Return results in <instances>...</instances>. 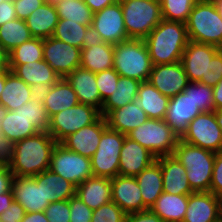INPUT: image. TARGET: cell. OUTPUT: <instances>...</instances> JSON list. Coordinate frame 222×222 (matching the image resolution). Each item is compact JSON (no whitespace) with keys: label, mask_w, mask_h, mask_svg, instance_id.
Returning <instances> with one entry per match:
<instances>
[{"label":"cell","mask_w":222,"mask_h":222,"mask_svg":"<svg viewBox=\"0 0 222 222\" xmlns=\"http://www.w3.org/2000/svg\"><path fill=\"white\" fill-rule=\"evenodd\" d=\"M222 218V198L212 192L189 194L183 222H218Z\"/></svg>","instance_id":"cell-19"},{"label":"cell","mask_w":222,"mask_h":222,"mask_svg":"<svg viewBox=\"0 0 222 222\" xmlns=\"http://www.w3.org/2000/svg\"><path fill=\"white\" fill-rule=\"evenodd\" d=\"M92 26L100 33L103 42L115 45L129 39L119 1L93 13Z\"/></svg>","instance_id":"cell-15"},{"label":"cell","mask_w":222,"mask_h":222,"mask_svg":"<svg viewBox=\"0 0 222 222\" xmlns=\"http://www.w3.org/2000/svg\"><path fill=\"white\" fill-rule=\"evenodd\" d=\"M173 155L186 168L191 189L194 192H210L216 153L179 140Z\"/></svg>","instance_id":"cell-4"},{"label":"cell","mask_w":222,"mask_h":222,"mask_svg":"<svg viewBox=\"0 0 222 222\" xmlns=\"http://www.w3.org/2000/svg\"><path fill=\"white\" fill-rule=\"evenodd\" d=\"M210 192L222 198V151L215 155Z\"/></svg>","instance_id":"cell-48"},{"label":"cell","mask_w":222,"mask_h":222,"mask_svg":"<svg viewBox=\"0 0 222 222\" xmlns=\"http://www.w3.org/2000/svg\"><path fill=\"white\" fill-rule=\"evenodd\" d=\"M214 113H215V118L217 120V123L222 133V109L215 110Z\"/></svg>","instance_id":"cell-62"},{"label":"cell","mask_w":222,"mask_h":222,"mask_svg":"<svg viewBox=\"0 0 222 222\" xmlns=\"http://www.w3.org/2000/svg\"><path fill=\"white\" fill-rule=\"evenodd\" d=\"M55 83H38L30 85L31 98L37 102H44L46 96L50 93L52 86Z\"/></svg>","instance_id":"cell-53"},{"label":"cell","mask_w":222,"mask_h":222,"mask_svg":"<svg viewBox=\"0 0 222 222\" xmlns=\"http://www.w3.org/2000/svg\"><path fill=\"white\" fill-rule=\"evenodd\" d=\"M21 222H48V219L43 212H30L25 213L24 218Z\"/></svg>","instance_id":"cell-59"},{"label":"cell","mask_w":222,"mask_h":222,"mask_svg":"<svg viewBox=\"0 0 222 222\" xmlns=\"http://www.w3.org/2000/svg\"><path fill=\"white\" fill-rule=\"evenodd\" d=\"M114 45L103 42L100 45L81 49L80 67L94 73L113 68Z\"/></svg>","instance_id":"cell-34"},{"label":"cell","mask_w":222,"mask_h":222,"mask_svg":"<svg viewBox=\"0 0 222 222\" xmlns=\"http://www.w3.org/2000/svg\"><path fill=\"white\" fill-rule=\"evenodd\" d=\"M49 116L42 102L30 99L15 111H8L0 124V131L15 143L38 132H47Z\"/></svg>","instance_id":"cell-3"},{"label":"cell","mask_w":222,"mask_h":222,"mask_svg":"<svg viewBox=\"0 0 222 222\" xmlns=\"http://www.w3.org/2000/svg\"><path fill=\"white\" fill-rule=\"evenodd\" d=\"M202 111L191 99V82L184 91L171 97L164 117L165 122L179 138L187 131L189 123Z\"/></svg>","instance_id":"cell-14"},{"label":"cell","mask_w":222,"mask_h":222,"mask_svg":"<svg viewBox=\"0 0 222 222\" xmlns=\"http://www.w3.org/2000/svg\"><path fill=\"white\" fill-rule=\"evenodd\" d=\"M185 24L190 41L222 49V17L214 0H198Z\"/></svg>","instance_id":"cell-5"},{"label":"cell","mask_w":222,"mask_h":222,"mask_svg":"<svg viewBox=\"0 0 222 222\" xmlns=\"http://www.w3.org/2000/svg\"><path fill=\"white\" fill-rule=\"evenodd\" d=\"M14 157V143L0 131V165L9 166Z\"/></svg>","instance_id":"cell-50"},{"label":"cell","mask_w":222,"mask_h":222,"mask_svg":"<svg viewBox=\"0 0 222 222\" xmlns=\"http://www.w3.org/2000/svg\"><path fill=\"white\" fill-rule=\"evenodd\" d=\"M13 3L17 18L25 20L32 12L41 7L45 0H13Z\"/></svg>","instance_id":"cell-49"},{"label":"cell","mask_w":222,"mask_h":222,"mask_svg":"<svg viewBox=\"0 0 222 222\" xmlns=\"http://www.w3.org/2000/svg\"><path fill=\"white\" fill-rule=\"evenodd\" d=\"M128 38L145 39L162 21L160 1L118 0Z\"/></svg>","instance_id":"cell-7"},{"label":"cell","mask_w":222,"mask_h":222,"mask_svg":"<svg viewBox=\"0 0 222 222\" xmlns=\"http://www.w3.org/2000/svg\"><path fill=\"white\" fill-rule=\"evenodd\" d=\"M189 195H176L163 192L150 210L164 222H183L188 206Z\"/></svg>","instance_id":"cell-31"},{"label":"cell","mask_w":222,"mask_h":222,"mask_svg":"<svg viewBox=\"0 0 222 222\" xmlns=\"http://www.w3.org/2000/svg\"><path fill=\"white\" fill-rule=\"evenodd\" d=\"M118 0H85V3L89 6L93 13L102 10L103 8L113 5Z\"/></svg>","instance_id":"cell-57"},{"label":"cell","mask_w":222,"mask_h":222,"mask_svg":"<svg viewBox=\"0 0 222 222\" xmlns=\"http://www.w3.org/2000/svg\"><path fill=\"white\" fill-rule=\"evenodd\" d=\"M147 119V114L136 101L130 102L121 108L111 110L105 116L109 129L125 135L146 122Z\"/></svg>","instance_id":"cell-25"},{"label":"cell","mask_w":222,"mask_h":222,"mask_svg":"<svg viewBox=\"0 0 222 222\" xmlns=\"http://www.w3.org/2000/svg\"><path fill=\"white\" fill-rule=\"evenodd\" d=\"M9 68L29 86L38 83H56L60 79V76L44 59L27 64H9Z\"/></svg>","instance_id":"cell-30"},{"label":"cell","mask_w":222,"mask_h":222,"mask_svg":"<svg viewBox=\"0 0 222 222\" xmlns=\"http://www.w3.org/2000/svg\"><path fill=\"white\" fill-rule=\"evenodd\" d=\"M126 222H164L157 214L150 209L127 214Z\"/></svg>","instance_id":"cell-52"},{"label":"cell","mask_w":222,"mask_h":222,"mask_svg":"<svg viewBox=\"0 0 222 222\" xmlns=\"http://www.w3.org/2000/svg\"><path fill=\"white\" fill-rule=\"evenodd\" d=\"M222 79V49H220L208 63L207 78L202 82L208 86H215Z\"/></svg>","instance_id":"cell-47"},{"label":"cell","mask_w":222,"mask_h":222,"mask_svg":"<svg viewBox=\"0 0 222 222\" xmlns=\"http://www.w3.org/2000/svg\"><path fill=\"white\" fill-rule=\"evenodd\" d=\"M8 109L5 108L2 104H0V124L3 120V118L5 117V115L7 114Z\"/></svg>","instance_id":"cell-64"},{"label":"cell","mask_w":222,"mask_h":222,"mask_svg":"<svg viewBox=\"0 0 222 222\" xmlns=\"http://www.w3.org/2000/svg\"><path fill=\"white\" fill-rule=\"evenodd\" d=\"M44 213L48 222H70L69 200L50 203Z\"/></svg>","instance_id":"cell-46"},{"label":"cell","mask_w":222,"mask_h":222,"mask_svg":"<svg viewBox=\"0 0 222 222\" xmlns=\"http://www.w3.org/2000/svg\"><path fill=\"white\" fill-rule=\"evenodd\" d=\"M43 60V39L32 37L9 52V64H27Z\"/></svg>","instance_id":"cell-39"},{"label":"cell","mask_w":222,"mask_h":222,"mask_svg":"<svg viewBox=\"0 0 222 222\" xmlns=\"http://www.w3.org/2000/svg\"><path fill=\"white\" fill-rule=\"evenodd\" d=\"M76 195L92 210L112 201L111 178L91 176L76 187Z\"/></svg>","instance_id":"cell-26"},{"label":"cell","mask_w":222,"mask_h":222,"mask_svg":"<svg viewBox=\"0 0 222 222\" xmlns=\"http://www.w3.org/2000/svg\"><path fill=\"white\" fill-rule=\"evenodd\" d=\"M156 157L138 142L125 137L119 158V175L136 177L150 166Z\"/></svg>","instance_id":"cell-22"},{"label":"cell","mask_w":222,"mask_h":222,"mask_svg":"<svg viewBox=\"0 0 222 222\" xmlns=\"http://www.w3.org/2000/svg\"><path fill=\"white\" fill-rule=\"evenodd\" d=\"M13 199L24 207L26 213L43 212L50 204L45 200L42 184L35 177L13 175Z\"/></svg>","instance_id":"cell-18"},{"label":"cell","mask_w":222,"mask_h":222,"mask_svg":"<svg viewBox=\"0 0 222 222\" xmlns=\"http://www.w3.org/2000/svg\"><path fill=\"white\" fill-rule=\"evenodd\" d=\"M140 81L120 76L117 87L103 103L101 112L102 116H106L111 110L121 108L130 102L136 101Z\"/></svg>","instance_id":"cell-36"},{"label":"cell","mask_w":222,"mask_h":222,"mask_svg":"<svg viewBox=\"0 0 222 222\" xmlns=\"http://www.w3.org/2000/svg\"><path fill=\"white\" fill-rule=\"evenodd\" d=\"M14 201L13 199V192L7 191L0 194V215L9 208L11 203Z\"/></svg>","instance_id":"cell-60"},{"label":"cell","mask_w":222,"mask_h":222,"mask_svg":"<svg viewBox=\"0 0 222 222\" xmlns=\"http://www.w3.org/2000/svg\"><path fill=\"white\" fill-rule=\"evenodd\" d=\"M43 59L65 78L81 64V49L54 37L43 39Z\"/></svg>","instance_id":"cell-13"},{"label":"cell","mask_w":222,"mask_h":222,"mask_svg":"<svg viewBox=\"0 0 222 222\" xmlns=\"http://www.w3.org/2000/svg\"><path fill=\"white\" fill-rule=\"evenodd\" d=\"M144 203V211L150 209L163 193V179L160 163L156 160L136 177Z\"/></svg>","instance_id":"cell-27"},{"label":"cell","mask_w":222,"mask_h":222,"mask_svg":"<svg viewBox=\"0 0 222 222\" xmlns=\"http://www.w3.org/2000/svg\"><path fill=\"white\" fill-rule=\"evenodd\" d=\"M77 94L65 78H60L51 88L50 93L44 99L43 105L49 118L66 108L78 104Z\"/></svg>","instance_id":"cell-33"},{"label":"cell","mask_w":222,"mask_h":222,"mask_svg":"<svg viewBox=\"0 0 222 222\" xmlns=\"http://www.w3.org/2000/svg\"><path fill=\"white\" fill-rule=\"evenodd\" d=\"M126 216L116 203L110 201L93 210L91 222H126Z\"/></svg>","instance_id":"cell-43"},{"label":"cell","mask_w":222,"mask_h":222,"mask_svg":"<svg viewBox=\"0 0 222 222\" xmlns=\"http://www.w3.org/2000/svg\"><path fill=\"white\" fill-rule=\"evenodd\" d=\"M25 213L24 207L13 201L9 208L0 215V220L2 222H21Z\"/></svg>","instance_id":"cell-51"},{"label":"cell","mask_w":222,"mask_h":222,"mask_svg":"<svg viewBox=\"0 0 222 222\" xmlns=\"http://www.w3.org/2000/svg\"><path fill=\"white\" fill-rule=\"evenodd\" d=\"M213 88V101L215 109H222V79L212 87Z\"/></svg>","instance_id":"cell-58"},{"label":"cell","mask_w":222,"mask_h":222,"mask_svg":"<svg viewBox=\"0 0 222 222\" xmlns=\"http://www.w3.org/2000/svg\"><path fill=\"white\" fill-rule=\"evenodd\" d=\"M57 142L48 132L37 134L14 143V157L9 165L13 175L34 177L49 169L52 151Z\"/></svg>","instance_id":"cell-1"},{"label":"cell","mask_w":222,"mask_h":222,"mask_svg":"<svg viewBox=\"0 0 222 222\" xmlns=\"http://www.w3.org/2000/svg\"><path fill=\"white\" fill-rule=\"evenodd\" d=\"M62 0H45L46 3L50 4L51 6L55 7L58 3Z\"/></svg>","instance_id":"cell-66"},{"label":"cell","mask_w":222,"mask_h":222,"mask_svg":"<svg viewBox=\"0 0 222 222\" xmlns=\"http://www.w3.org/2000/svg\"><path fill=\"white\" fill-rule=\"evenodd\" d=\"M9 71V53L0 46V73H7Z\"/></svg>","instance_id":"cell-61"},{"label":"cell","mask_w":222,"mask_h":222,"mask_svg":"<svg viewBox=\"0 0 222 222\" xmlns=\"http://www.w3.org/2000/svg\"><path fill=\"white\" fill-rule=\"evenodd\" d=\"M112 202L126 214L144 211V203L135 177L117 175L111 178Z\"/></svg>","instance_id":"cell-21"},{"label":"cell","mask_w":222,"mask_h":222,"mask_svg":"<svg viewBox=\"0 0 222 222\" xmlns=\"http://www.w3.org/2000/svg\"><path fill=\"white\" fill-rule=\"evenodd\" d=\"M127 137L138 142L156 158L174 154L175 147L180 140L164 119L151 118L130 131Z\"/></svg>","instance_id":"cell-8"},{"label":"cell","mask_w":222,"mask_h":222,"mask_svg":"<svg viewBox=\"0 0 222 222\" xmlns=\"http://www.w3.org/2000/svg\"><path fill=\"white\" fill-rule=\"evenodd\" d=\"M36 181L43 186L45 200L50 203L69 200L76 194V186L65 180L50 169L34 176Z\"/></svg>","instance_id":"cell-28"},{"label":"cell","mask_w":222,"mask_h":222,"mask_svg":"<svg viewBox=\"0 0 222 222\" xmlns=\"http://www.w3.org/2000/svg\"><path fill=\"white\" fill-rule=\"evenodd\" d=\"M198 0H160L162 19L186 23Z\"/></svg>","instance_id":"cell-41"},{"label":"cell","mask_w":222,"mask_h":222,"mask_svg":"<svg viewBox=\"0 0 222 222\" xmlns=\"http://www.w3.org/2000/svg\"><path fill=\"white\" fill-rule=\"evenodd\" d=\"M49 169L76 187L93 176L91 158L72 152L60 143L52 151Z\"/></svg>","instance_id":"cell-11"},{"label":"cell","mask_w":222,"mask_h":222,"mask_svg":"<svg viewBox=\"0 0 222 222\" xmlns=\"http://www.w3.org/2000/svg\"><path fill=\"white\" fill-rule=\"evenodd\" d=\"M5 80H6V73H0V95L5 86Z\"/></svg>","instance_id":"cell-63"},{"label":"cell","mask_w":222,"mask_h":222,"mask_svg":"<svg viewBox=\"0 0 222 222\" xmlns=\"http://www.w3.org/2000/svg\"><path fill=\"white\" fill-rule=\"evenodd\" d=\"M70 222H91L93 210L76 194L69 199Z\"/></svg>","instance_id":"cell-45"},{"label":"cell","mask_w":222,"mask_h":222,"mask_svg":"<svg viewBox=\"0 0 222 222\" xmlns=\"http://www.w3.org/2000/svg\"><path fill=\"white\" fill-rule=\"evenodd\" d=\"M16 12L13 0H6L0 3V26L16 19Z\"/></svg>","instance_id":"cell-54"},{"label":"cell","mask_w":222,"mask_h":222,"mask_svg":"<svg viewBox=\"0 0 222 222\" xmlns=\"http://www.w3.org/2000/svg\"><path fill=\"white\" fill-rule=\"evenodd\" d=\"M148 81L169 98L183 92L190 83L181 61L153 65Z\"/></svg>","instance_id":"cell-16"},{"label":"cell","mask_w":222,"mask_h":222,"mask_svg":"<svg viewBox=\"0 0 222 222\" xmlns=\"http://www.w3.org/2000/svg\"><path fill=\"white\" fill-rule=\"evenodd\" d=\"M216 6H217V10L219 12V14L222 17V0H214Z\"/></svg>","instance_id":"cell-65"},{"label":"cell","mask_w":222,"mask_h":222,"mask_svg":"<svg viewBox=\"0 0 222 222\" xmlns=\"http://www.w3.org/2000/svg\"><path fill=\"white\" fill-rule=\"evenodd\" d=\"M31 38L25 20L16 18L0 26V46L8 53Z\"/></svg>","instance_id":"cell-37"},{"label":"cell","mask_w":222,"mask_h":222,"mask_svg":"<svg viewBox=\"0 0 222 222\" xmlns=\"http://www.w3.org/2000/svg\"><path fill=\"white\" fill-rule=\"evenodd\" d=\"M83 37V47H91L93 45L95 46L103 43L100 33L92 25L87 28Z\"/></svg>","instance_id":"cell-56"},{"label":"cell","mask_w":222,"mask_h":222,"mask_svg":"<svg viewBox=\"0 0 222 222\" xmlns=\"http://www.w3.org/2000/svg\"><path fill=\"white\" fill-rule=\"evenodd\" d=\"M31 98L29 85L17 77L13 72L6 73L5 86L0 95V104L8 111H15Z\"/></svg>","instance_id":"cell-35"},{"label":"cell","mask_w":222,"mask_h":222,"mask_svg":"<svg viewBox=\"0 0 222 222\" xmlns=\"http://www.w3.org/2000/svg\"><path fill=\"white\" fill-rule=\"evenodd\" d=\"M180 140L215 153L222 151V133L215 113L202 112L196 116Z\"/></svg>","instance_id":"cell-12"},{"label":"cell","mask_w":222,"mask_h":222,"mask_svg":"<svg viewBox=\"0 0 222 222\" xmlns=\"http://www.w3.org/2000/svg\"><path fill=\"white\" fill-rule=\"evenodd\" d=\"M65 79L77 94L79 103L91 105L100 111L102 110L104 102L96 84V73L78 67L68 74Z\"/></svg>","instance_id":"cell-24"},{"label":"cell","mask_w":222,"mask_h":222,"mask_svg":"<svg viewBox=\"0 0 222 222\" xmlns=\"http://www.w3.org/2000/svg\"><path fill=\"white\" fill-rule=\"evenodd\" d=\"M220 48L194 41H188L181 57V63L189 82H203L207 78L208 63Z\"/></svg>","instance_id":"cell-17"},{"label":"cell","mask_w":222,"mask_h":222,"mask_svg":"<svg viewBox=\"0 0 222 222\" xmlns=\"http://www.w3.org/2000/svg\"><path fill=\"white\" fill-rule=\"evenodd\" d=\"M101 116V112L97 108L78 103L74 107L66 108L51 116L47 132L57 143H60L68 135L95 123Z\"/></svg>","instance_id":"cell-9"},{"label":"cell","mask_w":222,"mask_h":222,"mask_svg":"<svg viewBox=\"0 0 222 222\" xmlns=\"http://www.w3.org/2000/svg\"><path fill=\"white\" fill-rule=\"evenodd\" d=\"M87 28L88 26L68 19H59L52 37L82 49L84 44L83 36Z\"/></svg>","instance_id":"cell-40"},{"label":"cell","mask_w":222,"mask_h":222,"mask_svg":"<svg viewBox=\"0 0 222 222\" xmlns=\"http://www.w3.org/2000/svg\"><path fill=\"white\" fill-rule=\"evenodd\" d=\"M119 77L120 75L113 68L96 73V84L103 102L112 95Z\"/></svg>","instance_id":"cell-44"},{"label":"cell","mask_w":222,"mask_h":222,"mask_svg":"<svg viewBox=\"0 0 222 222\" xmlns=\"http://www.w3.org/2000/svg\"><path fill=\"white\" fill-rule=\"evenodd\" d=\"M13 173L9 166L0 165V194L11 191Z\"/></svg>","instance_id":"cell-55"},{"label":"cell","mask_w":222,"mask_h":222,"mask_svg":"<svg viewBox=\"0 0 222 222\" xmlns=\"http://www.w3.org/2000/svg\"><path fill=\"white\" fill-rule=\"evenodd\" d=\"M59 19H68L85 26L92 25L93 12L82 0H62L55 6Z\"/></svg>","instance_id":"cell-38"},{"label":"cell","mask_w":222,"mask_h":222,"mask_svg":"<svg viewBox=\"0 0 222 222\" xmlns=\"http://www.w3.org/2000/svg\"><path fill=\"white\" fill-rule=\"evenodd\" d=\"M191 99L202 112H214L213 88L201 82H191Z\"/></svg>","instance_id":"cell-42"},{"label":"cell","mask_w":222,"mask_h":222,"mask_svg":"<svg viewBox=\"0 0 222 222\" xmlns=\"http://www.w3.org/2000/svg\"><path fill=\"white\" fill-rule=\"evenodd\" d=\"M169 99V97L164 96L149 81H144L139 85L136 102L145 111L148 118L164 119Z\"/></svg>","instance_id":"cell-29"},{"label":"cell","mask_w":222,"mask_h":222,"mask_svg":"<svg viewBox=\"0 0 222 222\" xmlns=\"http://www.w3.org/2000/svg\"><path fill=\"white\" fill-rule=\"evenodd\" d=\"M144 41L153 65L181 61L189 41L186 24L162 19Z\"/></svg>","instance_id":"cell-2"},{"label":"cell","mask_w":222,"mask_h":222,"mask_svg":"<svg viewBox=\"0 0 222 222\" xmlns=\"http://www.w3.org/2000/svg\"><path fill=\"white\" fill-rule=\"evenodd\" d=\"M58 20L55 7L45 2L32 12L25 22L32 37L46 39L53 35Z\"/></svg>","instance_id":"cell-32"},{"label":"cell","mask_w":222,"mask_h":222,"mask_svg":"<svg viewBox=\"0 0 222 222\" xmlns=\"http://www.w3.org/2000/svg\"><path fill=\"white\" fill-rule=\"evenodd\" d=\"M127 135L107 128L91 157L93 176L114 178L119 175L120 152Z\"/></svg>","instance_id":"cell-10"},{"label":"cell","mask_w":222,"mask_h":222,"mask_svg":"<svg viewBox=\"0 0 222 222\" xmlns=\"http://www.w3.org/2000/svg\"><path fill=\"white\" fill-rule=\"evenodd\" d=\"M107 128L105 117L101 116L95 123L68 135L60 144L72 152L91 158L99 146L102 133Z\"/></svg>","instance_id":"cell-20"},{"label":"cell","mask_w":222,"mask_h":222,"mask_svg":"<svg viewBox=\"0 0 222 222\" xmlns=\"http://www.w3.org/2000/svg\"><path fill=\"white\" fill-rule=\"evenodd\" d=\"M153 63L143 39L129 38L114 45L113 69L124 77L148 81Z\"/></svg>","instance_id":"cell-6"},{"label":"cell","mask_w":222,"mask_h":222,"mask_svg":"<svg viewBox=\"0 0 222 222\" xmlns=\"http://www.w3.org/2000/svg\"><path fill=\"white\" fill-rule=\"evenodd\" d=\"M156 160L161 166L163 192L176 195H189L194 193L187 179V170L176 156L172 154L158 157Z\"/></svg>","instance_id":"cell-23"}]
</instances>
